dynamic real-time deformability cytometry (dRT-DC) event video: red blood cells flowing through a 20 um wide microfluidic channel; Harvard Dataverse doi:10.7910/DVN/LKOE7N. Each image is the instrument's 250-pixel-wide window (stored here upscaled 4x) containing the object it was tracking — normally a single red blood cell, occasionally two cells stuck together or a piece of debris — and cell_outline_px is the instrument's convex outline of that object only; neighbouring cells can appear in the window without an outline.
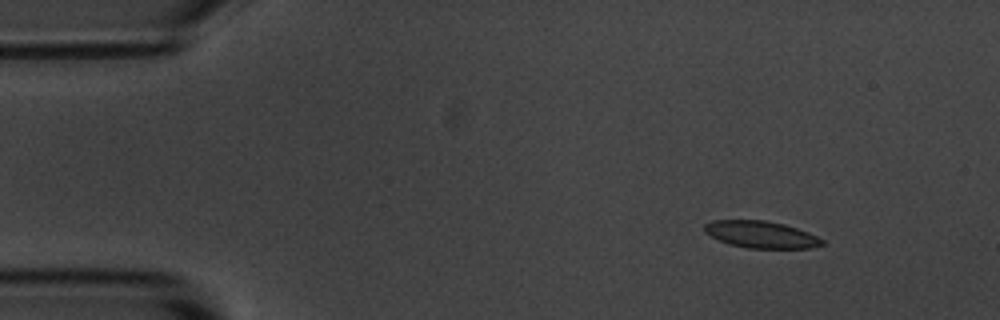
{"species": "common noctule bat (a hibernating species)", "species_latin": "Nyctalus noctula", "temperature_condition": "room temperature", "stored_images_in_passage": 8, "camera_frame_rate_fps": 3000, "um_per_image_px": 0.085, "animal": {"sex": "male", "body_mass_g": 20.1, "forearm_length_mm": 53.5}, "frame": {"image": 1, "passage_image": 2, "time_ms": 1.333, "image_size_px": [1000, 320], "cell_outline_px": [[824, 244], [812, 248], [748, 248], [728, 244], [708, 236], [704, 232], [704, 224], [712, 220], [764, 220], [784, 224], [808, 232], [824, 240]], "centroid_in_image_um": [64.65, 19.93], "position_along_channel_um": 20.4, "area_um2": 18.61}}
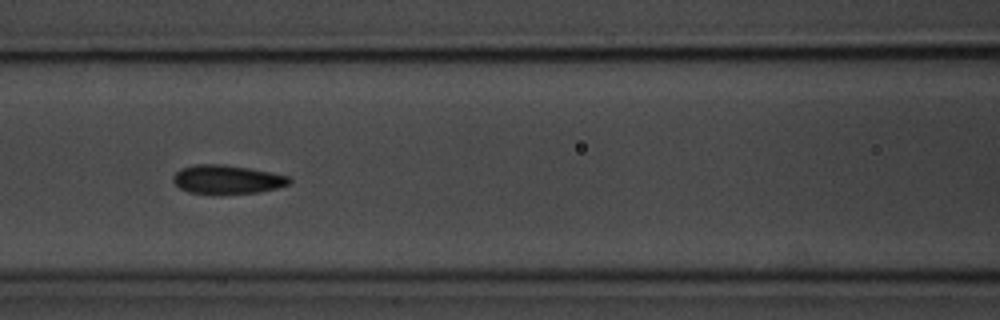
{"frame": {"image": 2, "passage_image": 7, "time_ms": 7.0, "image_size_px": [1000, 320], "cell_outline_px": [[292, 180], [288, 184], [276, 188], [260, 192], [188, 192], [180, 188], [172, 180], [172, 176], [180, 168], [196, 164], [224, 164], [272, 172], [288, 176]], "centroid_in_image_um": [19.29, 15.22], "position_along_channel_um": 147.3, "area_um2": 19.02}}
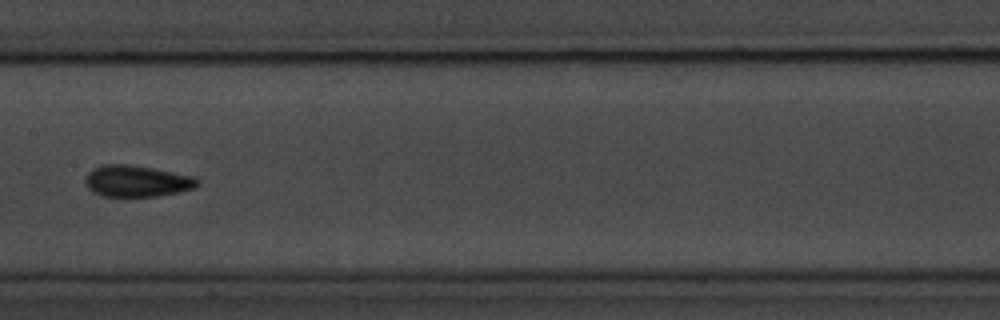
{"frame": {"image": 3, "passage_image": 8, "time_ms": 8.333, "image_size_px": [1000, 320], "cell_outline_px": [[200, 184], [196, 188], [180, 192], [156, 196], [100, 196], [92, 192], [88, 188], [84, 180], [88, 172], [92, 168], [104, 164], [132, 164], [196, 176], [200, 180]], "centroid_in_image_um": [11.66, 15.38], "position_along_channel_um": 195.7, "area_um2": 20.98}}